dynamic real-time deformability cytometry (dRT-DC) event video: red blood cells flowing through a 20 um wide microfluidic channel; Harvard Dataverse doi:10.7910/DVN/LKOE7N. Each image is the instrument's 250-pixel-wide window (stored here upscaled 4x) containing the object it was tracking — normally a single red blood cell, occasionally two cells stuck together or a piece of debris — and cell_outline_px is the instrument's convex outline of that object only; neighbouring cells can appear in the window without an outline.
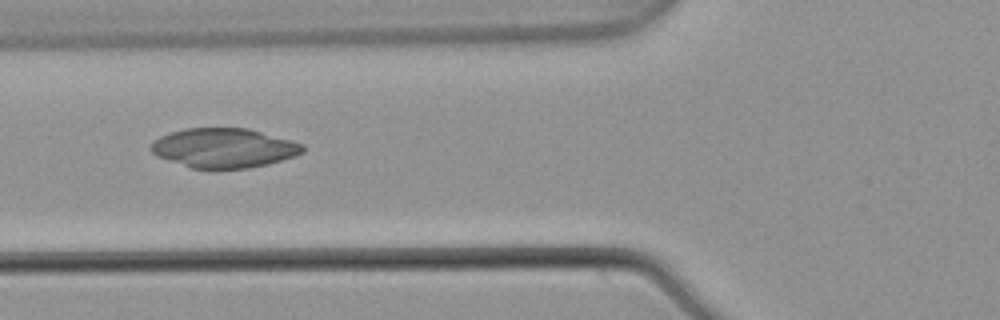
{"species": "common noctule bat (a hibernating species)", "species_latin": "Nyctalus noctula", "temperature_condition": "warm", "stored_images_in_passage": 5, "camera_frame_rate_fps": 3000, "um_per_image_px": 0.085, "animal": {"sex": "male", "body_mass_g": 21.5, "forearm_length_mm": 52.0}, "frame": {"image": 1, "passage_image": 4, "time_ms": 1.0, "image_size_px": [1000, 320], "cell_outline_px": [[304, 152], [268, 164], [248, 168], [192, 168], [156, 156], [148, 148], [152, 140], [168, 132], [184, 128], [248, 128], [304, 144]], "centroid_in_image_um": [18.97, 12.56], "position_along_channel_um": 106.8, "area_um2": 34.85}}
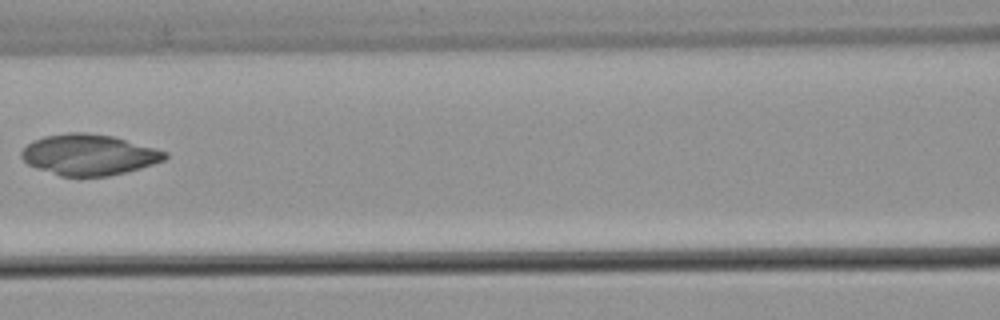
{"frame": {"image": 2, "passage_image": 5, "time_ms": 1.333, "image_size_px": [1000, 320], "cell_outline_px": [[168, 156], [164, 160], [140, 168], [108, 176], [60, 176], [36, 168], [28, 164], [20, 156], [20, 152], [32, 140], [44, 136], [68, 132], [88, 132], [112, 136], [168, 152]], "centroid_in_image_um": [7.52, 13.14], "position_along_channel_um": 159.1, "area_um2": 34.04}}